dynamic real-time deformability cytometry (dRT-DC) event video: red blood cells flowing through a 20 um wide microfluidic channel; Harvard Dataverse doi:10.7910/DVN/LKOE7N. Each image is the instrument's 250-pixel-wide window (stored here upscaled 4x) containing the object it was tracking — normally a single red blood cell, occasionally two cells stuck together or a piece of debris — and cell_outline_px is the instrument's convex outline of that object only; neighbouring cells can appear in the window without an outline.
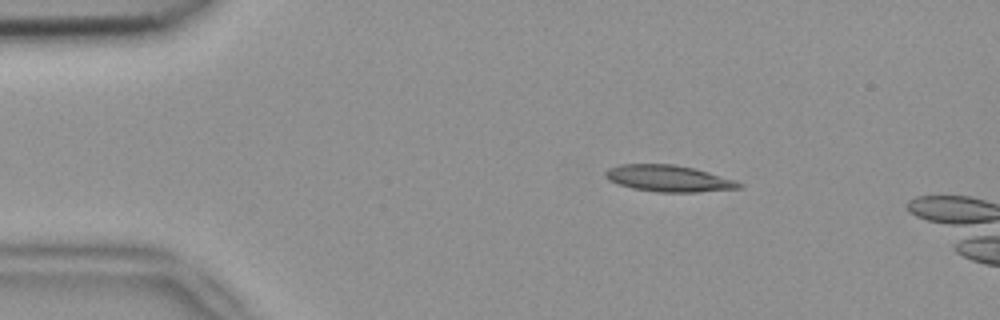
{"species": "common noctule bat (a hibernating species)", "species_latin": "Nyctalus noctula", "temperature_condition": "room temperature", "stored_images_in_passage": 3, "camera_frame_rate_fps": 3000, "um_per_image_px": 0.085, "animal": {"sex": "female", "body_mass_g": 18.4}, "frame": {"image": 1, "passage_image": 2, "time_ms": 0.333, "image_size_px": [1000, 320], "cell_outline_px": [[744, 184], [740, 188], [696, 192], [660, 192], [632, 188], [608, 180], [604, 176], [604, 172], [608, 168], [620, 164], [676, 164], [696, 168], [736, 180]], "centroid_in_image_um": [56.84, 15.15], "position_along_channel_um": 28.2, "area_um2": 20.75}}